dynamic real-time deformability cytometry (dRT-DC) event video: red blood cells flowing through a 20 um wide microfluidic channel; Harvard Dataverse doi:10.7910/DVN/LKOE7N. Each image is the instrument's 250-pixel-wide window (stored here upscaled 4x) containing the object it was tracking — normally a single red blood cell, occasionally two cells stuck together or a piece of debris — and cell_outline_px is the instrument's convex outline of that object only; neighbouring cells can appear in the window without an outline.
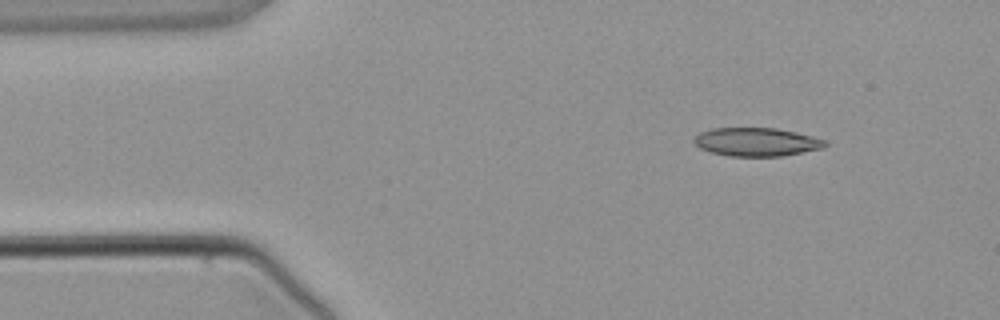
{"species": "common noctule bat (a hibernating species)", "species_latin": "Nyctalus noctula", "temperature_condition": "warm", "stored_images_in_passage": 3, "camera_frame_rate_fps": 3000, "um_per_image_px": 0.085, "animal": {"sex": "male", "body_mass_g": 21.5, "forearm_length_mm": 52.0}, "frame": {"image": 1, "passage_image": 1, "time_ms": 0.0, "image_size_px": [1000, 320], "cell_outline_px": [[828, 144], [824, 148], [784, 156], [728, 156], [712, 152], [700, 148], [692, 140], [700, 132], [712, 128], [776, 128], [796, 132], [828, 140]], "centroid_in_image_um": [64.35, 12.06], "position_along_channel_um": 20.7, "area_um2": 21.85}}
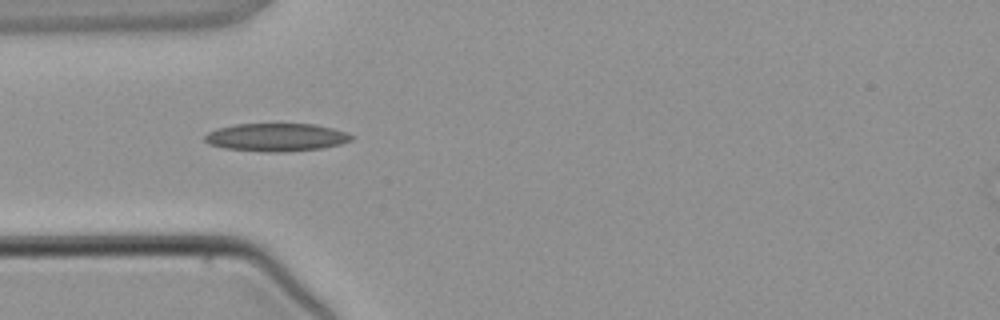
{"frame": {"image": 2, "passage_image": 3, "time_ms": 2.333, "image_size_px": [1000, 320], "cell_outline_px": [[356, 136], [352, 140], [340, 144], [324, 148], [284, 152], [264, 152], [224, 148], [208, 144], [204, 140], [204, 136], [208, 132], [216, 128], [236, 124], [316, 124], [332, 128]], "centroid_in_image_um": [23.48, 11.67], "position_along_channel_um": 61.5, "area_um2": 24.1}}